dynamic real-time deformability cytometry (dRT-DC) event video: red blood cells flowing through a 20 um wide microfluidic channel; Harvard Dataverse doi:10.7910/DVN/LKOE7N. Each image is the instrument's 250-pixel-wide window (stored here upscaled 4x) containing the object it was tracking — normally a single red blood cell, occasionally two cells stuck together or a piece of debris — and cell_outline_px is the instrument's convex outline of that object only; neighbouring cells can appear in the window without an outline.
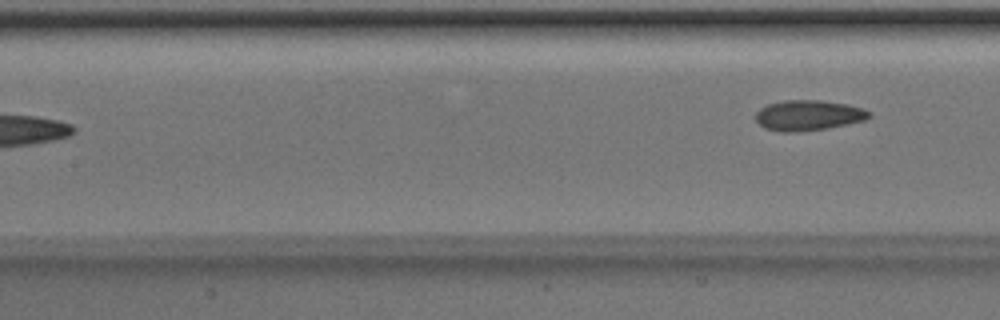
{"species": "Egyptian fruit bat (a non-hibernating species)", "species_latin": "Rousettus aegyptiacus", "temperature_condition": "room temperature", "stored_images_in_passage": 4, "camera_frame_rate_fps": 3000, "um_per_image_px": 0.085, "animal": {"sex": "male"}, "frame": {"image": 1, "passage_image": 4, "time_ms": 1.0, "image_size_px": [1000, 320], "cell_outline_px": [[872, 116], [864, 120], [848, 124], [828, 128], [792, 132], [780, 132], [764, 128], [756, 120], [756, 112], [760, 108], [768, 104], [784, 100], [820, 100], [844, 104], [864, 108], [872, 112]], "centroid_in_image_um": [68.72, 9.8], "position_along_channel_um": 138.7, "area_um2": 20.11}}